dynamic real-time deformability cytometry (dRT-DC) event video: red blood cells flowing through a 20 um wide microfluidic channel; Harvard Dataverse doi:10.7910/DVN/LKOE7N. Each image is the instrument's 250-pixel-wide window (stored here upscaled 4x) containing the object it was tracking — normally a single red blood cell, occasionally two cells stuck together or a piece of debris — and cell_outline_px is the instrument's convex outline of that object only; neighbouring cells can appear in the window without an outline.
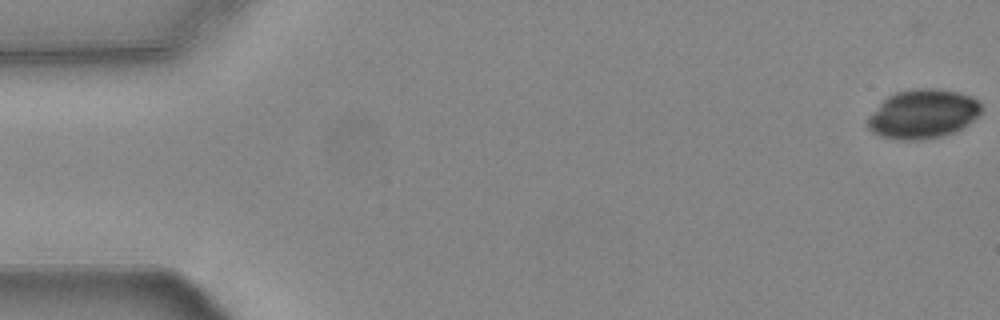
{"species": "common noctule bat (a hibernating species)", "species_latin": "Nyctalus noctula", "temperature_condition": "warm", "stored_images_in_passage": 56, "camera_frame_rate_fps": 3000, "um_per_image_px": 0.085, "animal": {"sex": "female", "body_mass_g": 24.6, "forearm_length_mm": 56.2}, "frame": {"image": 1, "passage_image": 1, "time_ms": 0.0, "image_size_px": [1000, 320], "cell_outline_px": [[980, 112], [968, 124], [956, 132], [944, 136], [920, 140], [896, 140], [880, 136], [872, 132], [864, 124], [868, 116], [888, 96], [896, 92], [916, 88], [932, 88], [960, 92], [972, 96], [980, 100]], "centroid_in_image_um": [78.42, 9.7], "position_along_channel_um": 6.6, "area_um2": 32.83}}
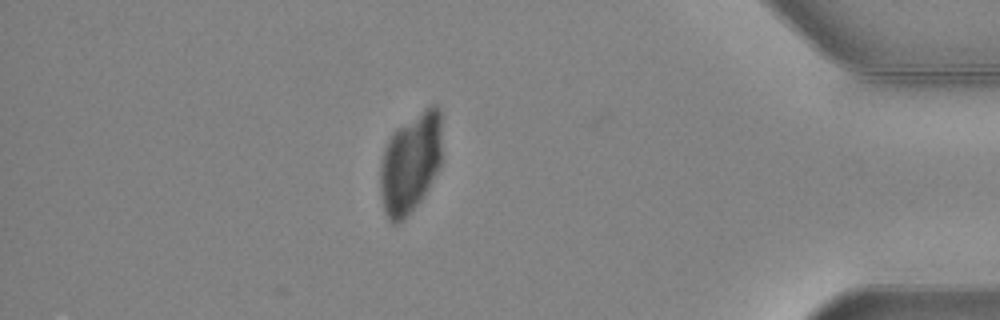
{"frame": {"image": 2, "passage_image": 48, "time_ms": 15.667, "image_size_px": [1000, 320], "cell_outline_px": [[440, 168], [428, 188], [420, 200], [396, 224], [392, 224], [388, 220], [384, 212], [380, 196], [380, 164], [384, 148], [388, 140], [396, 128], [424, 108], [432, 104], [436, 104], [440, 108]], "centroid_in_image_um": [34.86, 13.83], "position_along_channel_um": 400.3, "area_um2": 35.95}}